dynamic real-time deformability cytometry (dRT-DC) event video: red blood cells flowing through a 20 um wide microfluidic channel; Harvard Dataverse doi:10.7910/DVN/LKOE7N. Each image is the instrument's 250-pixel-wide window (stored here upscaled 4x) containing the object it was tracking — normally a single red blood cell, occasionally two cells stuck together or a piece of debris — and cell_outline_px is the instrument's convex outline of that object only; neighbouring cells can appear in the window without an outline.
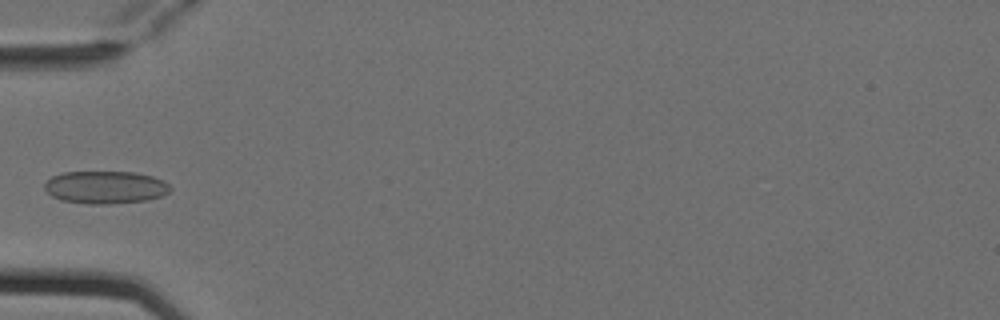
{"species": "Egyptian fruit bat (a non-hibernating species)", "species_latin": "Rousettus aegyptiacus", "temperature_condition": "cold", "stored_images_in_passage": 3, "camera_frame_rate_fps": 3000, "um_per_image_px": 0.085, "animal": {"sex": "female"}, "frame": {"image": 1, "passage_image": 3, "time_ms": 0.667, "image_size_px": [1000, 320], "cell_outline_px": [[172, 188], [164, 196], [148, 200], [108, 204], [88, 204], [60, 200], [52, 196], [44, 188], [44, 184], [52, 176], [64, 172], [136, 172], [152, 176], [164, 180]], "centroid_in_image_um": [8.98, 15.92], "position_along_channel_um": 76.0, "area_um2": 24.1}}